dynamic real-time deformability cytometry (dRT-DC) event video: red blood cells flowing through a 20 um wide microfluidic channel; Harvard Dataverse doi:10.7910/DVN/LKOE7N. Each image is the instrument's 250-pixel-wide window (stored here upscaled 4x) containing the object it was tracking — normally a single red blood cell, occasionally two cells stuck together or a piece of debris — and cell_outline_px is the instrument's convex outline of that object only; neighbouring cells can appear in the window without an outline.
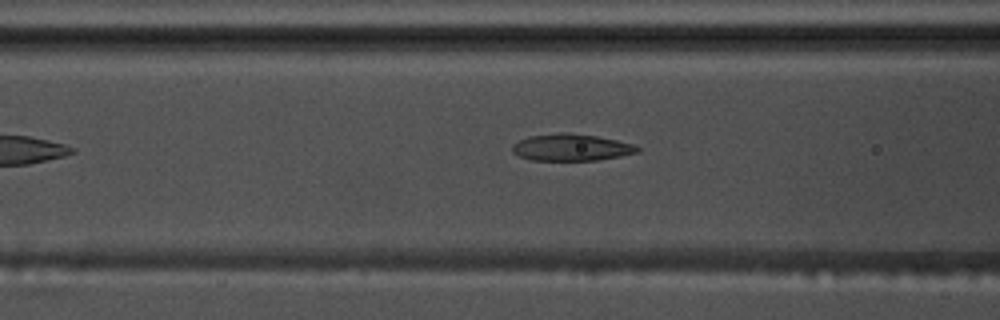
{"species": "common noctule bat (a hibernating species)", "species_latin": "Nyctalus noctula", "temperature_condition": "warm", "stored_images_in_passage": 35, "camera_frame_rate_fps": 3000, "um_per_image_px": 0.085, "animal": {"sex": "male", "body_mass_g": 17.5, "forearm_length_mm": 52.3}, "frame": {"image": 1, "passage_image": 6, "time_ms": 1.667, "image_size_px": [1000, 320], "cell_outline_px": [[640, 152], [620, 156], [596, 160], [532, 160], [520, 156], [512, 152], [512, 144], [528, 136], [560, 132], [568, 132], [596, 136], [616, 140], [632, 144], [640, 148]], "centroid_in_image_um": [48.54, 12.52], "position_along_channel_um": 118.1, "area_um2": 19.54}}
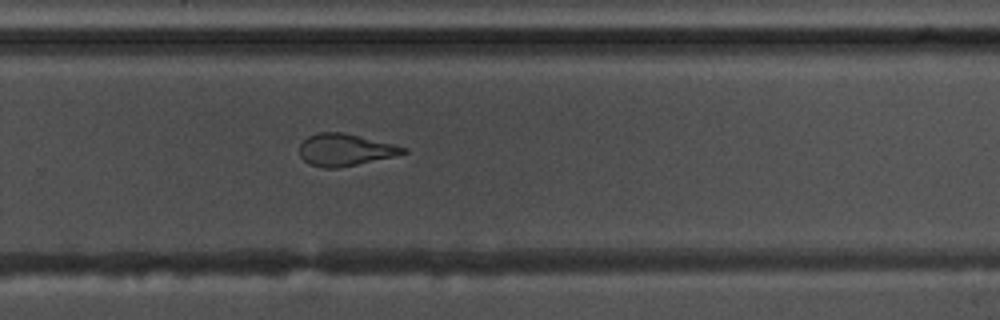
{"frame": {"image": 2, "passage_image": 21, "time_ms": 6.667, "image_size_px": [1000, 320], "cell_outline_px": [[408, 152], [392, 156], [356, 164], [336, 168], [324, 168], [308, 164], [300, 156], [300, 144], [308, 136], [320, 132], [344, 132], [408, 148]], "centroid_in_image_um": [29.29, 12.73], "position_along_channel_um": 300.5, "area_um2": 19.07}}
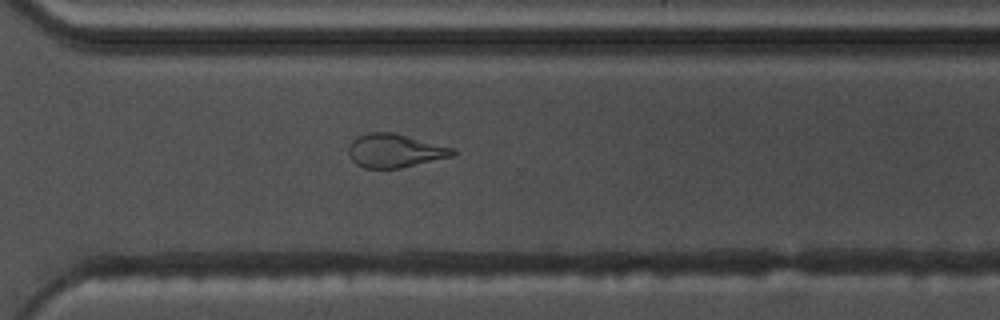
{"frame": {"image": 3, "passage_image": 24, "time_ms": 7.667, "image_size_px": [1000, 320], "cell_outline_px": [[456, 156], [400, 168], [364, 168], [356, 164], [352, 160], [348, 152], [348, 144], [356, 136], [368, 132], [392, 132], [456, 148]], "centroid_in_image_um": [33.58, 12.81], "position_along_channel_um": 337.0, "area_um2": 20.69}, "authors_computed_cell_mechanics": {"area_um2": 19.941, "velocity_mm_per_s": 3.661, "shape_relaxation_time_tau1_ms": 5.9979, "shape_relaxation_time_tau2_ms": 2.6277, "deformation_change_tau1": 0.2035, "deformation_change_tau2": 0.1094}}